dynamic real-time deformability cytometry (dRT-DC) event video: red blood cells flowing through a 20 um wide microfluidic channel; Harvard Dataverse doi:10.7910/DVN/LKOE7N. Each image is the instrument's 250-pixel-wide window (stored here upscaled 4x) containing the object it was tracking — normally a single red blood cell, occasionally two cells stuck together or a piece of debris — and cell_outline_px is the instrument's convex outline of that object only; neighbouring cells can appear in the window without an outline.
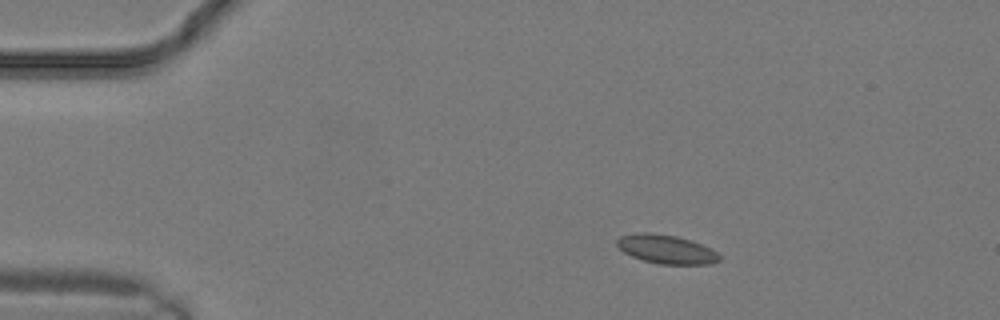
{"species": "common noctule bat (a hibernating species)", "species_latin": "Nyctalus noctula", "temperature_condition": "warm", "stored_images_in_passage": 14, "camera_frame_rate_fps": 3000, "um_per_image_px": 0.085, "animal": {"sex": "male", "body_mass_g": 19.2, "forearm_length_mm": 51.8}, "frame": {"image": 1, "passage_image": 1, "time_ms": 0.0, "image_size_px": [1000, 320], "cell_outline_px": [[720, 260], [708, 264], [660, 264], [644, 260], [632, 256], [624, 252], [616, 244], [616, 240], [620, 236], [636, 232], [652, 232], [676, 236], [692, 240], [716, 252], [720, 256]], "centroid_in_image_um": [56.6, 21.17], "position_along_channel_um": 28.4, "area_um2": 17.11}}
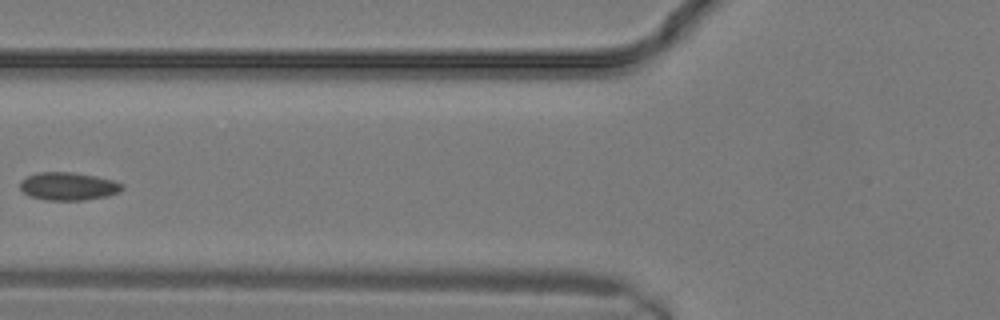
{"frame": {"image": 2, "passage_image": 7, "time_ms": 2.0, "image_size_px": [1000, 320], "cell_outline_px": [[124, 188], [120, 192], [108, 196], [84, 200], [44, 200], [28, 196], [20, 188], [20, 180], [28, 176], [40, 172], [72, 172], [96, 176], [112, 180], [124, 184]], "centroid_in_image_um": [5.82, 15.84], "position_along_channel_um": 120.0, "area_um2": 16.76}}
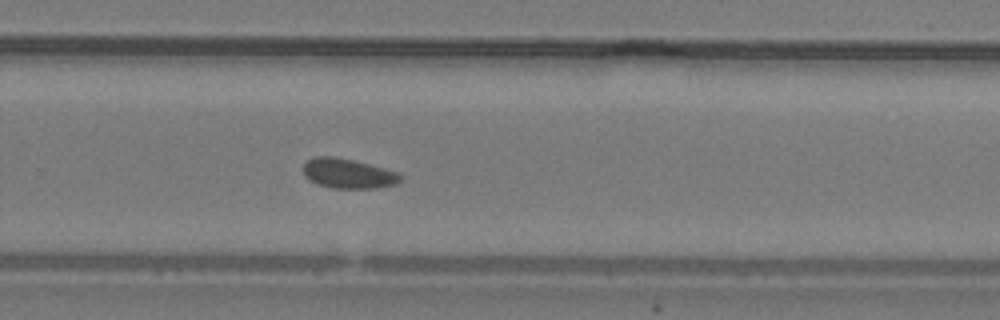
{"frame": {"image": 3, "passage_image": 14, "time_ms": 4.333, "image_size_px": [1000, 320], "cell_outline_px": [[404, 176], [396, 184], [376, 188], [332, 188], [320, 184], [304, 176], [304, 164], [308, 160], [316, 156], [336, 156], [400, 172]], "centroid_in_image_um": [29.64, 14.74], "position_along_channel_um": 300.2, "area_um2": 16.76}}